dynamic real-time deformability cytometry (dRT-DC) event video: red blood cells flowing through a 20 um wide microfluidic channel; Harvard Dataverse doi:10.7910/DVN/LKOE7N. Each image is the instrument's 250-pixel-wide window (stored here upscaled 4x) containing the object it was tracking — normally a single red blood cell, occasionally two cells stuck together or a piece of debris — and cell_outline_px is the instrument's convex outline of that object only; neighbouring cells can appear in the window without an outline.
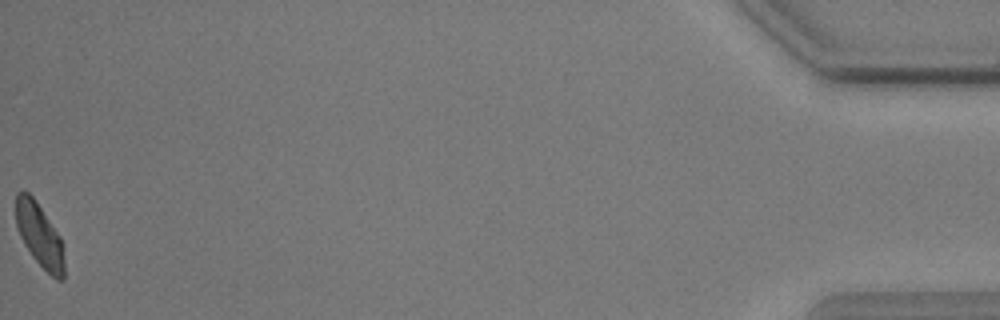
{"species": "common noctule bat (a hibernating species)", "species_latin": "Nyctalus noctula", "temperature_condition": "warm", "stored_images_in_passage": 58, "camera_frame_rate_fps": 3000, "um_per_image_px": 0.085, "animal": {"sex": "male", "body_mass_g": 17.9, "forearm_length_mm": 54.2}, "frame": {"image": 1, "passage_image": 58, "time_ms": 19.0, "image_size_px": [1000, 320], "cell_outline_px": [[64, 280], [56, 280], [32, 256], [24, 244], [20, 236], [16, 224], [16, 192], [28, 192], [36, 200], [60, 236], [64, 260]], "centroid_in_image_um": [3.36, 19.99], "position_along_channel_um": 431.8, "area_um2": 17.74}}